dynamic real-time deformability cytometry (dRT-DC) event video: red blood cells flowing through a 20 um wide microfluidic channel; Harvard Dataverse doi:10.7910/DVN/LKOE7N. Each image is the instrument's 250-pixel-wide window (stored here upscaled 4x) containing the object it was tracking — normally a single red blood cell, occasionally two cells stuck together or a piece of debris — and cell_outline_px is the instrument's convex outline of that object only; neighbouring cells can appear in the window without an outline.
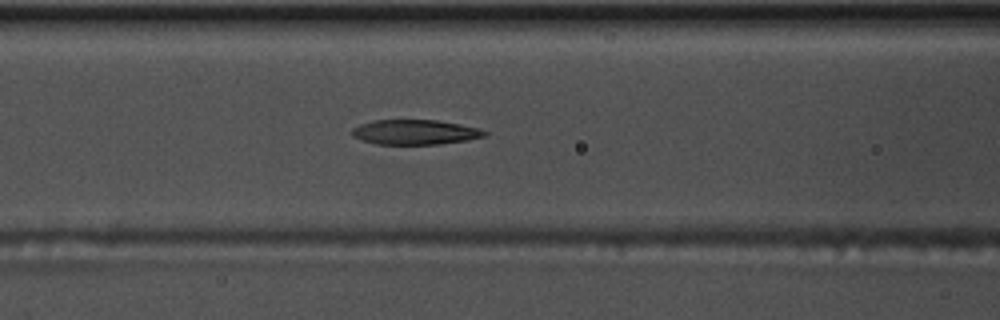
{"species": "common noctule bat (a hibernating species)", "species_latin": "Nyctalus noctula", "temperature_condition": "warm", "stored_images_in_passage": 51, "camera_frame_rate_fps": 3000, "um_per_image_px": 0.085, "animal": {"sex": "male", "body_mass_g": 17.5, "forearm_length_mm": 52.3}, "frame": {"image": 1, "passage_image": 19, "time_ms": 6.0, "image_size_px": [1000, 320], "cell_outline_px": [[488, 132], [484, 136], [468, 140], [440, 144], [376, 144], [352, 136], [352, 128], [360, 124], [372, 120], [436, 120], [460, 124], [480, 128]], "centroid_in_image_um": [35.29, 11.23], "position_along_channel_um": 131.3, "area_um2": 19.19}}
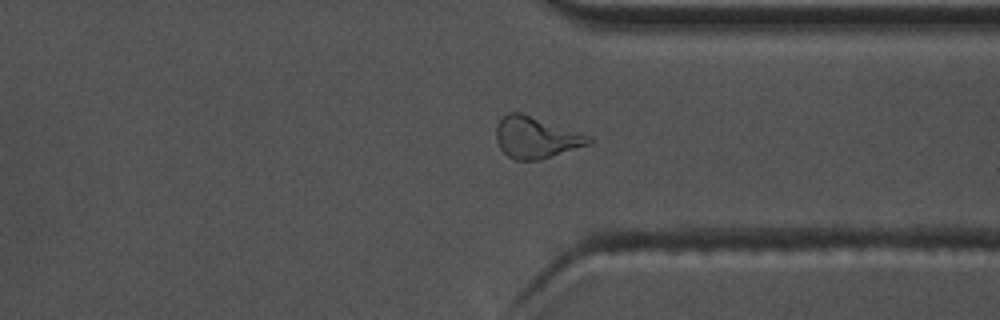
{"frame": {"image": 2, "passage_image": 38, "time_ms": 12.333, "image_size_px": [1000, 320], "cell_outline_px": [[592, 140], [588, 144], [540, 160], [516, 160], [508, 156], [500, 148], [496, 140], [496, 124], [508, 112], [520, 112], [592, 136]], "centroid_in_image_um": [45.53, 11.68], "position_along_channel_um": 365.9, "area_um2": 22.2}}
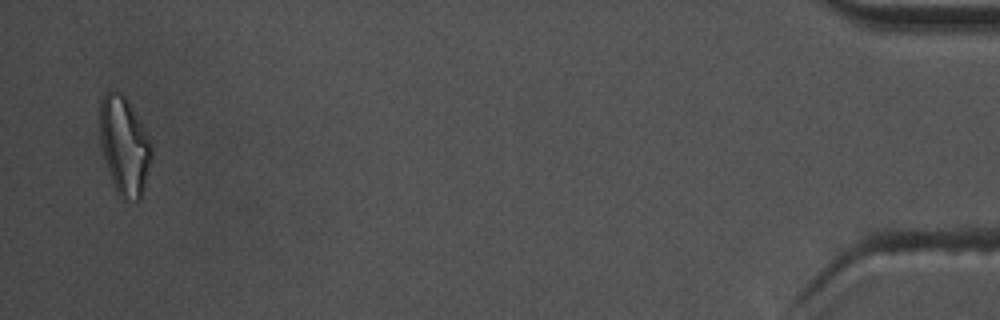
{"frame": {"image": 3, "passage_image": 50, "time_ms": 16.333, "image_size_px": [1000, 320], "cell_outline_px": [[152, 156], [140, 200], [124, 200], [116, 192], [104, 156], [100, 140], [100, 96], [104, 92], [112, 88], [120, 92], [124, 96], [144, 128], [152, 144]], "centroid_in_image_um": [10.55, 12.35], "position_along_channel_um": 424.6, "area_um2": 29.36}, "authors_computed_cell_mechanics": {"area_um2": 20.808, "velocity_mm_per_s": 3.7165, "shape_relaxation_time_tau1_ms": 5.8117, "shape_relaxation_time_tau2_ms": 3.8285, "deformation_change_tau1": 0.2073, "deformation_change_tau2": 0.1316}}